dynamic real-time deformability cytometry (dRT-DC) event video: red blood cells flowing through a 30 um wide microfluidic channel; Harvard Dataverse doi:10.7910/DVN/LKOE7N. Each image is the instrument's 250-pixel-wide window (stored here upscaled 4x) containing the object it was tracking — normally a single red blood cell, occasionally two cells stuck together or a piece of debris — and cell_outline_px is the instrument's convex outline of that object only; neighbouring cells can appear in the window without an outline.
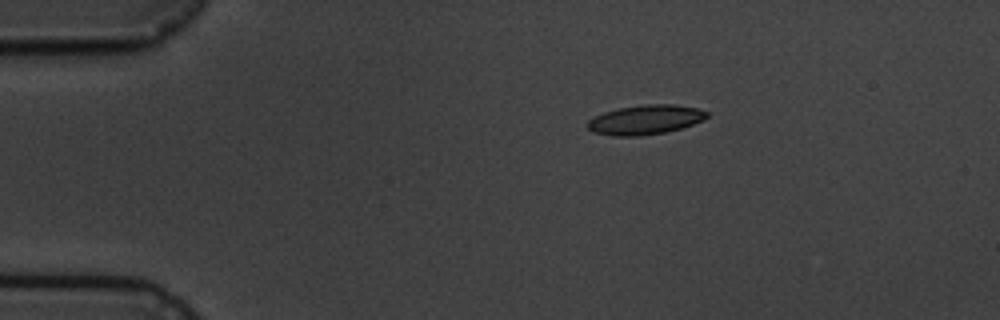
{"species": "common noctule bat (a hibernating species)", "species_latin": "Nyctalus noctula", "temperature_condition": "cold", "stored_images_in_passage": 3, "camera_frame_rate_fps": 3000, "um_per_image_px": 0.085, "animal": {"sex": "male", "body_mass_g": 19.5, "forearm_length_mm": 54.6}, "frame": {"image": 1, "passage_image": 1, "time_ms": 0.0, "image_size_px": [1000, 320], "cell_outline_px": [[708, 116], [704, 120], [680, 128], [664, 132], [640, 136], [612, 136], [596, 132], [588, 128], [588, 120], [604, 112], [620, 108], [644, 104], [672, 104], [696, 108], [708, 112]], "centroid_in_image_um": [54.87, 10.17], "position_along_channel_um": 30.1, "area_um2": 20.23}}